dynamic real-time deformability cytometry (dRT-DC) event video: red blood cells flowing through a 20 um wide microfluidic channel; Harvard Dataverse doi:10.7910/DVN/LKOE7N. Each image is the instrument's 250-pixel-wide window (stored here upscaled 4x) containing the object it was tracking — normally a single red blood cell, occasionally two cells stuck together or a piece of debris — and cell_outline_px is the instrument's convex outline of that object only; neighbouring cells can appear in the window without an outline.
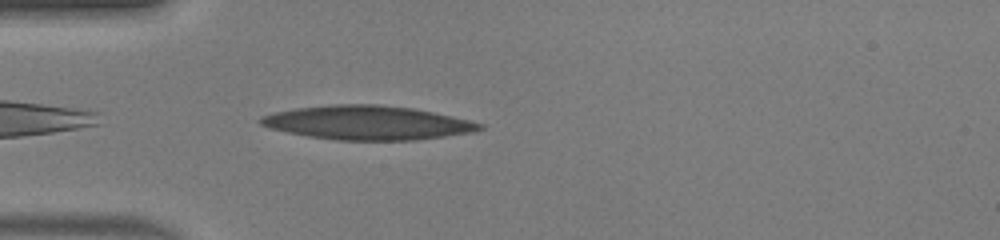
{"species": "human", "species_latin": "Homo sapiens", "temperature_condition": "warm", "stored_images_in_passage": 36, "camera_frame_rate_fps": 3000, "um_per_image_px": 0.085, "donor": {"sex": "male"}, "frame": {"image": 1, "passage_image": 1, "time_ms": 0.0, "image_size_px": [1000, 240], "cell_outline_px": [[484, 128], [476, 132], [416, 140], [336, 140], [308, 136], [268, 128], [260, 124], [256, 120], [260, 116], [272, 112], [296, 108], [332, 104], [376, 104], [412, 108], [452, 116], [484, 124]], "centroid_in_image_um": [31.21, 10.43], "position_along_channel_um": 53.8, "area_um2": 43.58}}
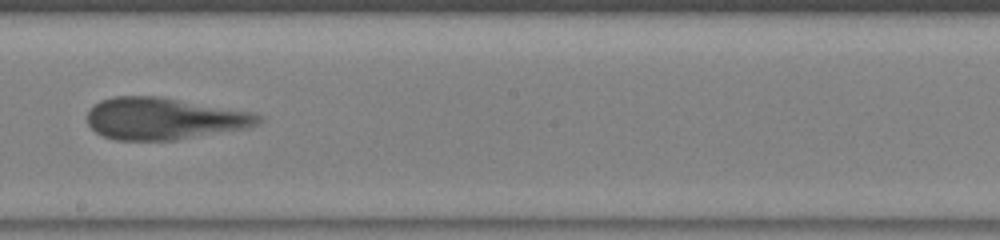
{"frame": {"image": 2, "passage_image": 15, "time_ms": 4.667, "image_size_px": [1000, 240], "cell_outline_px": [[264, 120], [248, 128], [176, 140], [116, 140], [104, 136], [96, 132], [88, 124], [88, 112], [92, 104], [100, 100], [112, 96], [160, 96], [252, 112], [264, 116]], "centroid_in_image_um": [13.95, 10.07], "position_along_channel_um": 234.3, "area_um2": 42.02}}
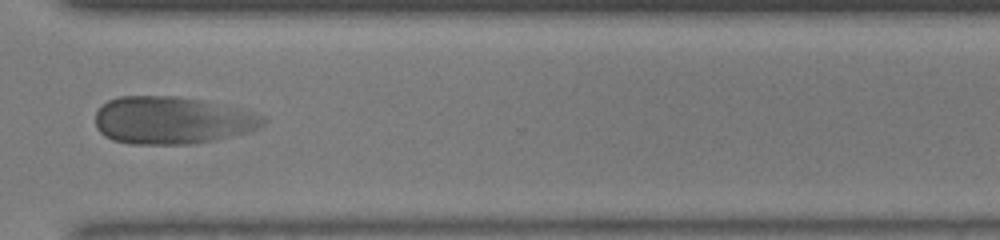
{"frame": {"image": 3, "passage_image": 24, "time_ms": 7.667, "image_size_px": [1000, 240], "cell_outline_px": [[268, 120], [260, 128], [248, 132], [212, 140], [188, 144], [128, 144], [112, 140], [104, 136], [96, 128], [96, 112], [108, 100], [120, 96], [176, 96], [200, 100], [236, 108], [252, 112], [264, 116]], "centroid_in_image_um": [14.6, 10.23], "position_along_channel_um": 356.0, "area_um2": 46.3}, "authors_computed_cell_mechanics": {"area_um2": 43.0899, "velocity_mm_per_s": 4.0506, "shape_relaxation_time_tau1_ms": 4.01, "shape_relaxation_time_tau2_ms": 0.9131, "deformation_change_tau1": 0.173, "deformation_change_tau2": 0.085}}